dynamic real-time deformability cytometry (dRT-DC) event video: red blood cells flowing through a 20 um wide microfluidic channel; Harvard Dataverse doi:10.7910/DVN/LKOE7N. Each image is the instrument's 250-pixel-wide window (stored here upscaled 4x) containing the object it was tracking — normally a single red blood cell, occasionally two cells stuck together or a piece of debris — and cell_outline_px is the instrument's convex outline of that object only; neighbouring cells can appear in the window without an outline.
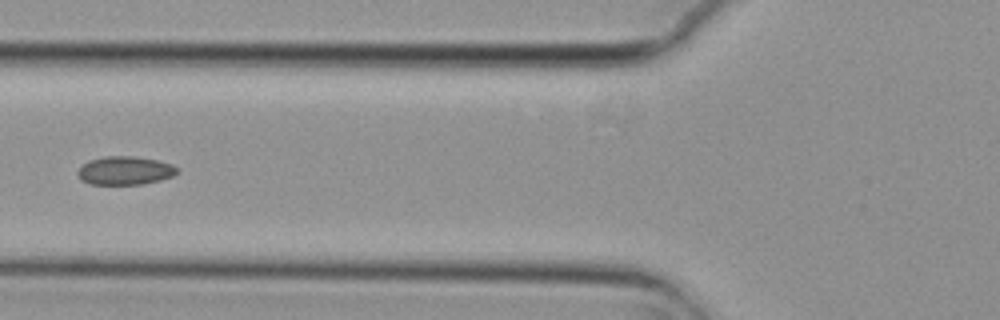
{"species": "common noctule bat (a hibernating species)", "species_latin": "Nyctalus noctula", "temperature_condition": "cold", "stored_images_in_passage": 6, "camera_frame_rate_fps": 3000, "um_per_image_px": 0.085, "animal": {"sex": "female", "body_mass_g": 29.2, "forearm_length_mm": 56.3}, "frame": {"image": 1, "passage_image": 6, "time_ms": 1.667, "image_size_px": [1000, 320], "cell_outline_px": [[176, 172], [172, 176], [160, 180], [144, 184], [88, 184], [80, 180], [76, 172], [88, 160], [104, 156], [132, 156], [156, 160], [172, 164], [176, 168]], "centroid_in_image_um": [10.57, 14.5], "position_along_channel_um": 115.2, "area_um2": 16.42}}